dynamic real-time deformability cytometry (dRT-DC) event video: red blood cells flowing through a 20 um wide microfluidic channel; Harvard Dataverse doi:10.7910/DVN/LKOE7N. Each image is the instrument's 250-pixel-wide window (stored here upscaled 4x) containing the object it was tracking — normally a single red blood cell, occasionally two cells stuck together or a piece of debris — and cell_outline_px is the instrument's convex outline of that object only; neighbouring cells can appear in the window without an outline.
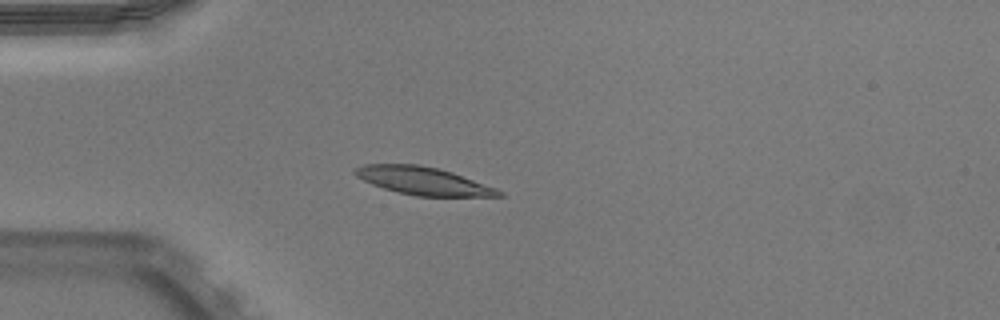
{"species": "Egyptian fruit bat (a non-hibernating species)", "species_latin": "Rousettus aegyptiacus", "temperature_condition": "warm", "stored_images_in_passage": 38, "camera_frame_rate_fps": 3000, "um_per_image_px": 0.085, "animal": {"sex": "male"}, "frame": {"image": 1, "passage_image": 1, "time_ms": 0.0, "image_size_px": [1000, 320], "cell_outline_px": [[504, 196], [416, 196], [396, 192], [372, 184], [356, 176], [352, 172], [352, 168], [364, 164], [416, 164], [436, 168], [452, 172], [496, 188], [504, 192]], "centroid_in_image_um": [35.93, 15.37], "position_along_channel_um": 49.1, "area_um2": 23.24}}
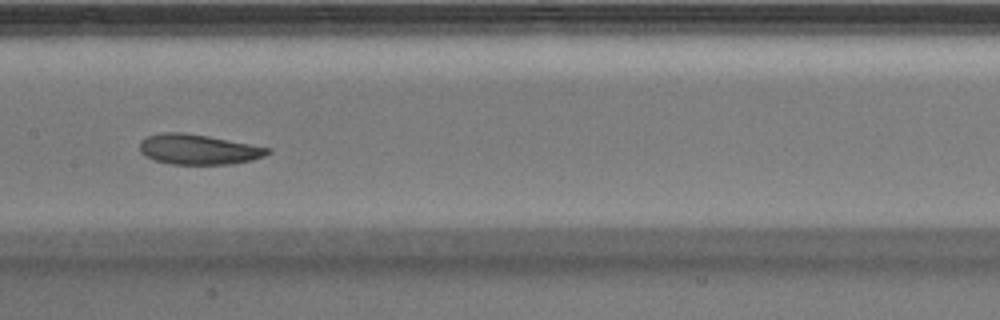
{"frame": {"image": 2, "passage_image": 13, "time_ms": 4.0, "image_size_px": [1000, 320], "cell_outline_px": [[272, 152], [264, 156], [252, 160], [232, 164], [172, 164], [156, 160], [144, 156], [140, 152], [140, 144], [148, 136], [164, 132], [184, 132], [208, 136], [268, 148]], "centroid_in_image_um": [16.85, 12.7], "position_along_channel_um": 190.5, "area_um2": 22.2}}
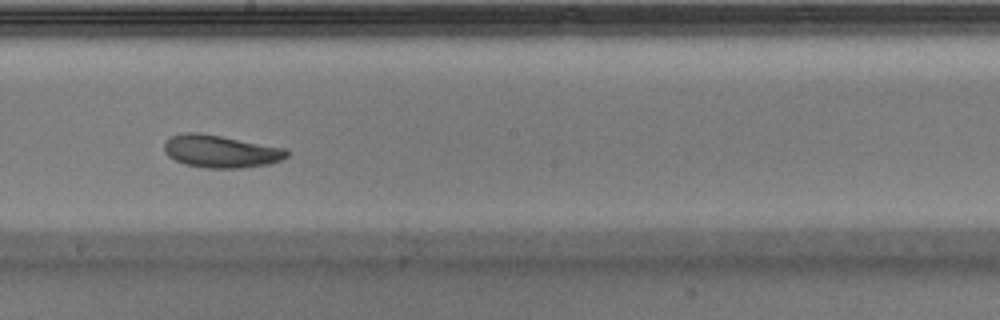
{"frame": {"image": 3, "passage_image": 16, "time_ms": 5.0, "image_size_px": [1000, 320], "cell_outline_px": [[292, 152], [288, 156], [280, 160], [268, 164], [240, 168], [204, 168], [184, 164], [168, 156], [164, 152], [164, 144], [172, 136], [184, 132], [200, 132], [288, 148]], "centroid_in_image_um": [18.8, 12.86], "position_along_channel_um": 229.4, "area_um2": 23.52}, "authors_computed_cell_mechanics": {"area_um2": 23.4668, "velocity_mm_per_s": 3.908, "shape_relaxation_time_tau1_ms": 3.0717, "shape_relaxation_time_tau2_ms": 4.6872, "deformation_change_tau1": 0.1246, "deformation_change_tau2": 0.0729}}